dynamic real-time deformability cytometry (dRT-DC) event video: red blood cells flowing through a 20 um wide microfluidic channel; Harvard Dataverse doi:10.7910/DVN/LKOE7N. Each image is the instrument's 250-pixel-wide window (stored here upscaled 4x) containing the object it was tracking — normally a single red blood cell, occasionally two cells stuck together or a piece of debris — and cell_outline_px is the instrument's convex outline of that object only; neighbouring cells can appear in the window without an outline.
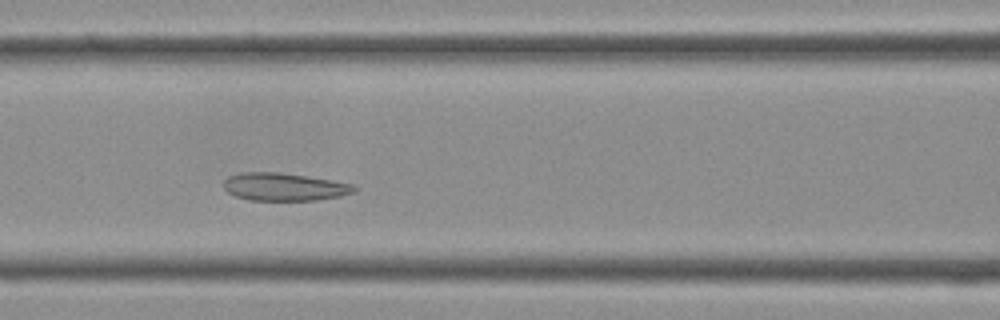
{"species": "Egyptian fruit bat (a non-hibernating species)", "species_latin": "Rousettus aegyptiacus", "temperature_condition": "cold", "stored_images_in_passage": 36, "camera_frame_rate_fps": 3000, "um_per_image_px": 0.085, "frame": {"image": 1, "passage_image": 13, "time_ms": 4.0, "image_size_px": [1000, 320], "cell_outline_px": [[356, 192], [340, 196], [316, 200], [248, 200], [236, 196], [228, 192], [224, 188], [224, 180], [228, 176], [240, 172], [280, 172], [352, 184], [356, 188]], "centroid_in_image_um": [24.12, 15.88], "position_along_channel_um": 142.5, "area_um2": 20.98}}
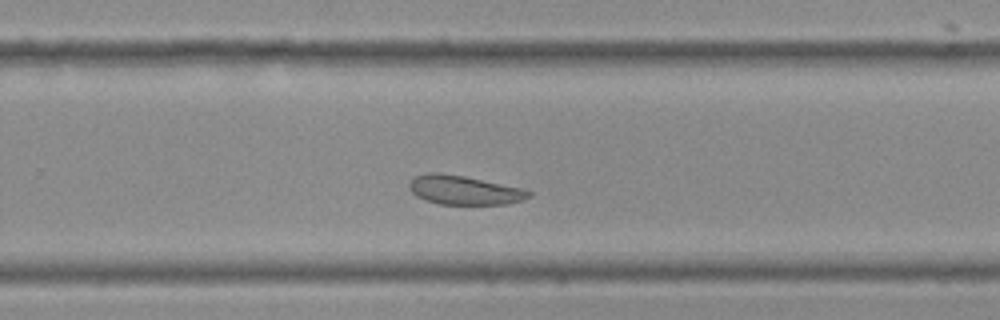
{"frame": {"image": 2, "passage_image": 22, "time_ms": 7.0, "image_size_px": [1000, 320], "cell_outline_px": [[532, 196], [508, 204], [440, 204], [424, 200], [416, 196], [408, 188], [408, 184], [416, 176], [428, 172], [440, 172], [464, 176], [520, 188], [532, 192]], "centroid_in_image_um": [39.41, 16.16], "position_along_channel_um": 290.4, "area_um2": 20.11}}
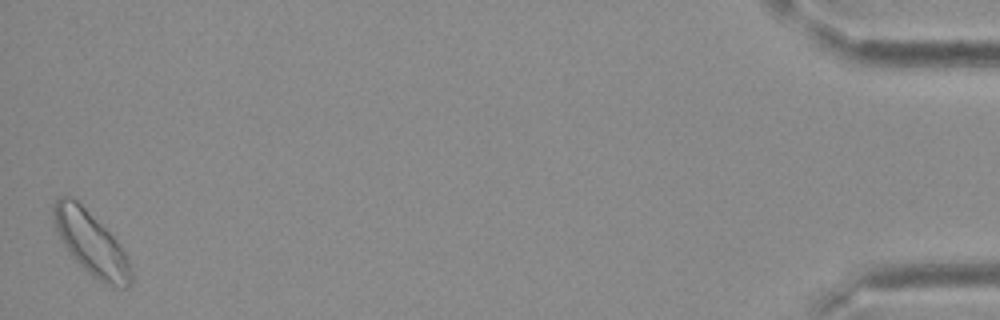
{"frame": {"image": 3, "passage_image": 36, "time_ms": 11.667, "image_size_px": [1000, 320], "cell_outline_px": [[132, 284], [128, 288], [120, 288], [100, 280], [92, 276], [68, 252], [56, 232], [52, 212], [52, 208], [56, 200], [60, 196], [72, 196], [120, 244], [132, 268]], "centroid_in_image_um": [7.73, 20.69], "position_along_channel_um": 427.5, "area_um2": 28.09}}